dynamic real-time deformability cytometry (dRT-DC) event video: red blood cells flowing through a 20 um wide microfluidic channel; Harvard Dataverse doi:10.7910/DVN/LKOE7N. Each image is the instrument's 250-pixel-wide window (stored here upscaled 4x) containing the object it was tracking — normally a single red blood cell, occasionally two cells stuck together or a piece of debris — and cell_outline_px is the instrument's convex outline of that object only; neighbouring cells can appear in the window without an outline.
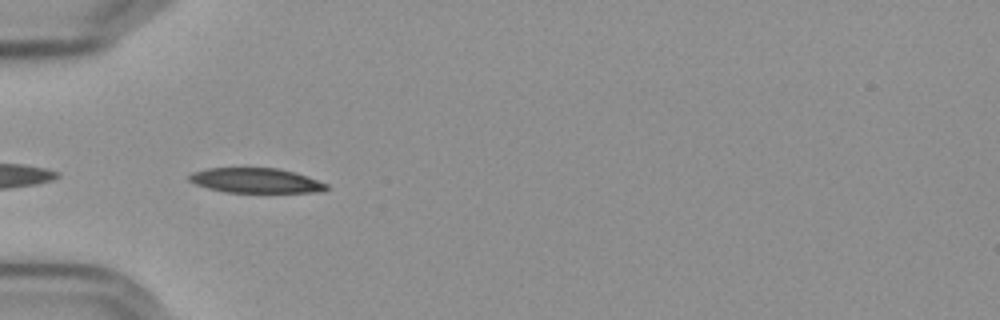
{"species": "Egyptian fruit bat (a non-hibernating species)", "species_latin": "Rousettus aegyptiacus", "temperature_condition": "cold", "stored_images_in_passage": 8, "camera_frame_rate_fps": 3000, "um_per_image_px": 0.085, "frame": {"image": 1, "passage_image": 2, "time_ms": 0.333, "image_size_px": [1000, 320], "cell_outline_px": [[328, 188], [324, 192], [224, 192], [208, 188], [196, 184], [188, 180], [188, 176], [192, 172], [208, 168], [276, 168], [308, 176], [328, 184]], "centroid_in_image_um": [21.75, 15.35], "position_along_channel_um": 63.3, "area_um2": 19.83}}